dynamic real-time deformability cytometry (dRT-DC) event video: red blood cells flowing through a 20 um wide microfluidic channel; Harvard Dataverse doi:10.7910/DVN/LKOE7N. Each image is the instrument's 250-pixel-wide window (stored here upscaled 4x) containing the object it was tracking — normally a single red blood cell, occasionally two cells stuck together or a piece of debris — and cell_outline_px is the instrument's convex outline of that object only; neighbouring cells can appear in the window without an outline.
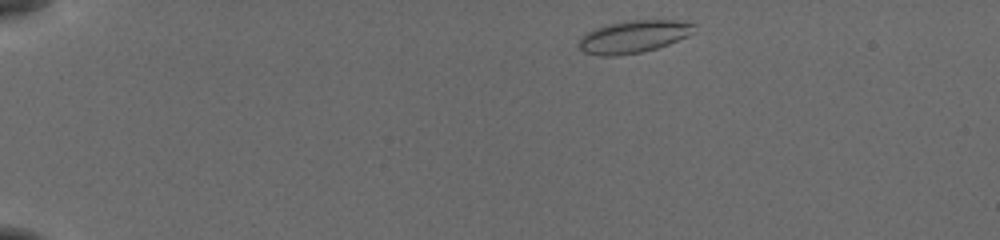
{"species": "common noctule bat (a hibernating species)", "species_latin": "Nyctalus noctula", "temperature_condition": "cold", "stored_images_in_passage": 20, "camera_frame_rate_fps": 3000, "um_per_image_px": 0.085, "animal": {"sex": "female", "body_mass_g": 19.5, "forearm_length_mm": 54.1}, "frame": {"image": 1, "passage_image": 2, "time_ms": 0.333, "image_size_px": [1000, 240], "cell_outline_px": [[696, 32], [688, 36], [668, 44], [656, 48], [640, 52], [616, 56], [600, 56], [584, 52], [576, 44], [580, 36], [596, 28], [608, 24], [628, 20], [692, 20], [696, 24]], "centroid_in_image_um": [53.9, 3.1], "position_along_channel_um": 31.1, "area_um2": 22.2}}
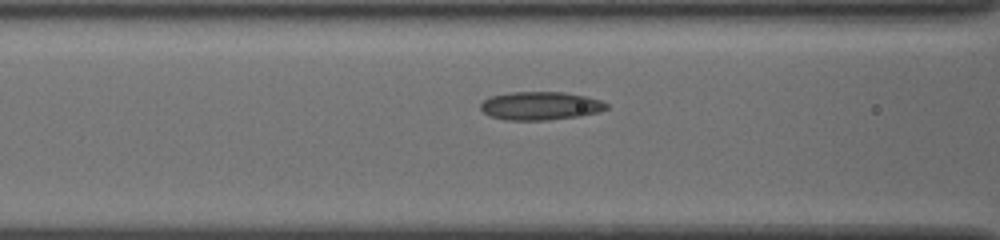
{"frame": {"image": 2, "passage_image": 15, "time_ms": 5.0, "image_size_px": [1000, 240], "cell_outline_px": [[608, 108], [600, 112], [580, 116], [548, 120], [504, 120], [492, 116], [484, 112], [480, 108], [480, 104], [488, 96], [512, 92], [564, 92], [584, 96], [600, 100], [608, 104]], "centroid_in_image_um": [45.93, 8.99], "position_along_channel_um": 120.7, "area_um2": 20.81}}
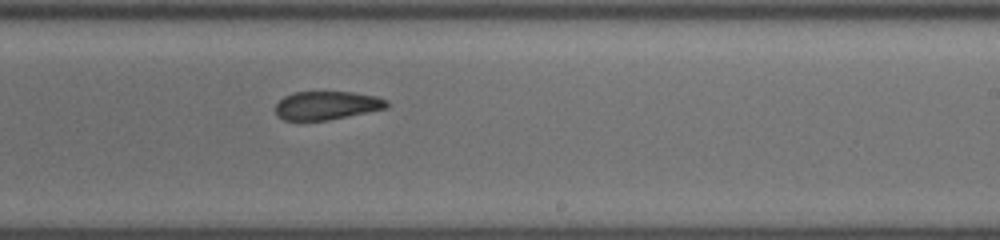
{"frame": {"image": 3, "passage_image": 20, "time_ms": 8.667, "image_size_px": [1000, 240], "cell_outline_px": [[388, 108], [328, 120], [284, 120], [276, 116], [276, 104], [284, 96], [296, 92], [352, 92], [376, 96], [388, 100]], "centroid_in_image_um": [27.79, 8.96], "position_along_channel_um": 261.2, "area_um2": 18.44}}